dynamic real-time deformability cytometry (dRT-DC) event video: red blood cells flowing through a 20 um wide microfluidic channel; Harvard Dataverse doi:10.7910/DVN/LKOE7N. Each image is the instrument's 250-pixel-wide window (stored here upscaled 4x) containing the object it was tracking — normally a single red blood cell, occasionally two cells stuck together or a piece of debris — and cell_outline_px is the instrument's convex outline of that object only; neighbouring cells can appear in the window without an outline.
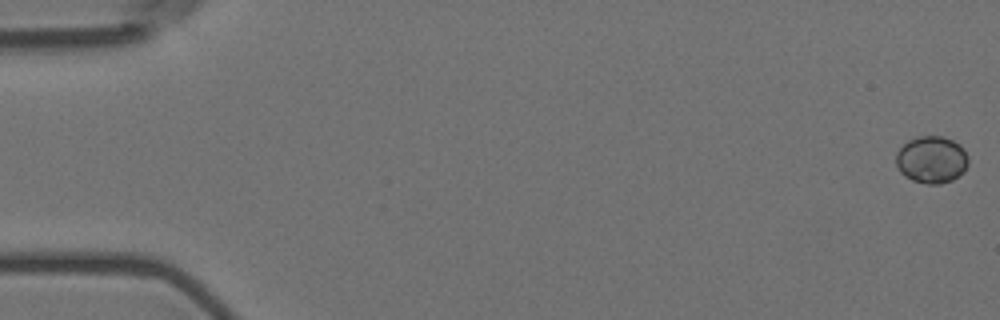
{"species": "Egyptian fruit bat (a non-hibernating species)", "species_latin": "Rousettus aegyptiacus", "temperature_condition": "room temperature", "stored_images_in_passage": 58, "camera_frame_rate_fps": 3000, "um_per_image_px": 0.085, "animal": {"sex": "female"}, "frame": {"image": 1, "passage_image": 1, "time_ms": 0.0, "image_size_px": [1000, 320], "cell_outline_px": [[968, 164], [964, 172], [952, 180], [940, 184], [928, 184], [912, 180], [904, 176], [900, 172], [896, 164], [896, 152], [908, 140], [916, 136], [944, 136], [960, 144], [964, 148], [968, 156]], "centroid_in_image_um": [79.19, 13.56], "position_along_channel_um": 5.8, "area_um2": 20.11}}
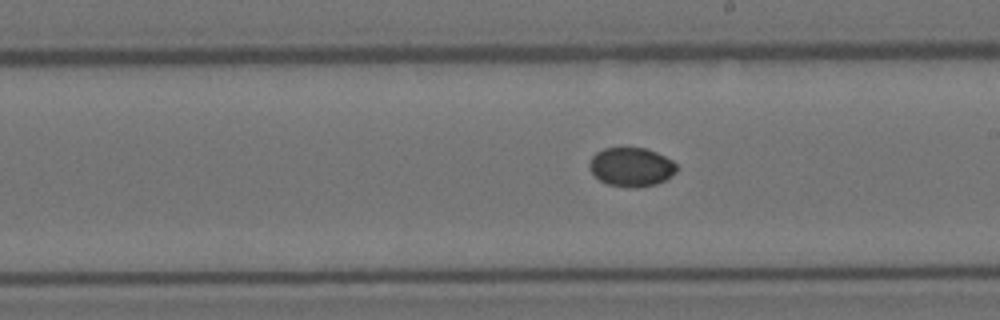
{"frame": {"image": 2, "passage_image": 33, "time_ms": 10.667, "image_size_px": [1000, 320], "cell_outline_px": [[676, 172], [664, 180], [656, 184], [636, 188], [632, 188], [608, 184], [600, 180], [588, 168], [588, 164], [592, 156], [596, 152], [604, 148], [644, 148], [656, 152], [672, 160], [676, 164]], "centroid_in_image_um": [53.64, 14.19], "position_along_channel_um": 235.4, "area_um2": 19.71}}
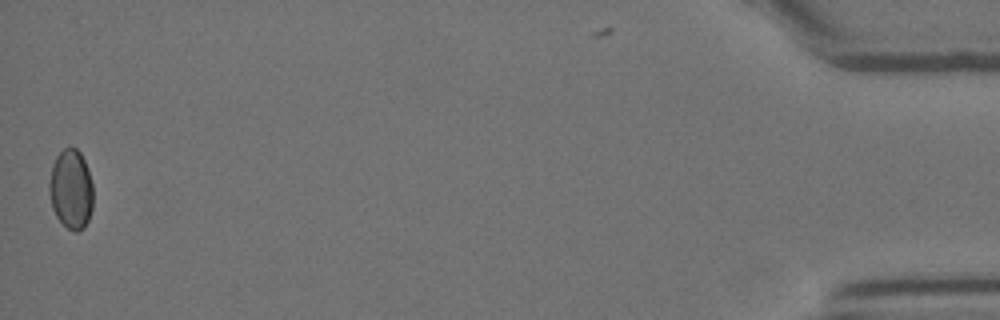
{"frame": {"image": 3, "passage_image": 57, "time_ms": 18.667, "image_size_px": [1000, 320], "cell_outline_px": [[92, 208], [88, 220], [84, 228], [76, 232], [68, 228], [56, 216], [52, 208], [48, 192], [48, 184], [52, 164], [56, 156], [64, 148], [76, 148], [80, 152], [88, 168], [92, 184]], "centroid_in_image_um": [6.02, 16.08], "position_along_channel_um": 429.2, "area_um2": 20.46}}